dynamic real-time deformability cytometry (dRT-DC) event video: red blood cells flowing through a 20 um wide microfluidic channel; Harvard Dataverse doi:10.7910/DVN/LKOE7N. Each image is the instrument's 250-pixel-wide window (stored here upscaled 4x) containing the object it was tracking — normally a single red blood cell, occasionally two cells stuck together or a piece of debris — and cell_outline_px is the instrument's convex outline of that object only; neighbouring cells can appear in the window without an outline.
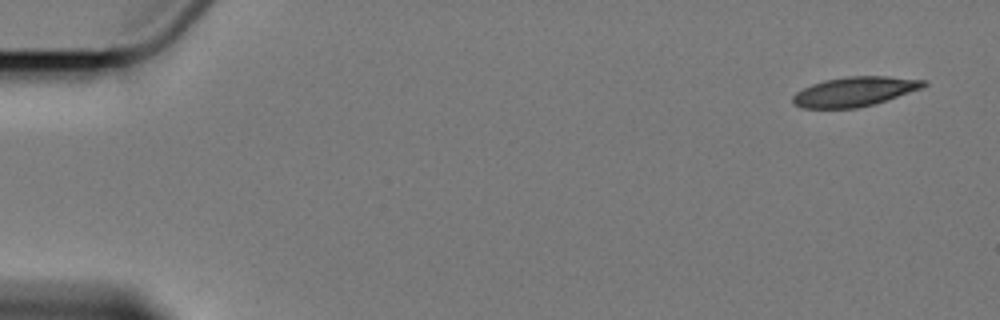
{"species": "Egyptian fruit bat (a non-hibernating species)", "species_latin": "Rousettus aegyptiacus", "temperature_condition": "cold", "stored_images_in_passage": 7, "camera_frame_rate_fps": 3000, "um_per_image_px": 0.085, "animal": {"sex": "female"}, "frame": {"image": 1, "passage_image": 1, "time_ms": 0.0, "image_size_px": [1000, 320], "cell_outline_px": [[928, 84], [924, 88], [876, 104], [856, 108], [800, 108], [792, 104], [792, 96], [796, 92], [812, 84], [824, 80], [848, 76], [888, 76], [928, 80]], "centroid_in_image_um": [72.68, 7.78], "position_along_channel_um": 12.3, "area_um2": 22.89}}
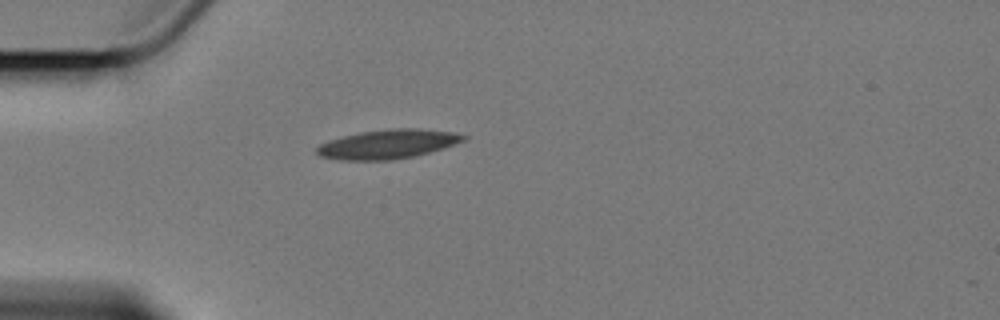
{"frame": {"image": 2, "passage_image": 5, "time_ms": 4.667, "image_size_px": [1000, 320], "cell_outline_px": [[468, 140], [444, 148], [412, 156], [392, 160], [340, 160], [320, 156], [316, 152], [316, 148], [320, 144], [328, 140], [360, 132], [388, 128], [416, 128], [452, 132], [468, 136]], "centroid_in_image_um": [32.98, 12.24], "position_along_channel_um": 52.0, "area_um2": 24.97}}
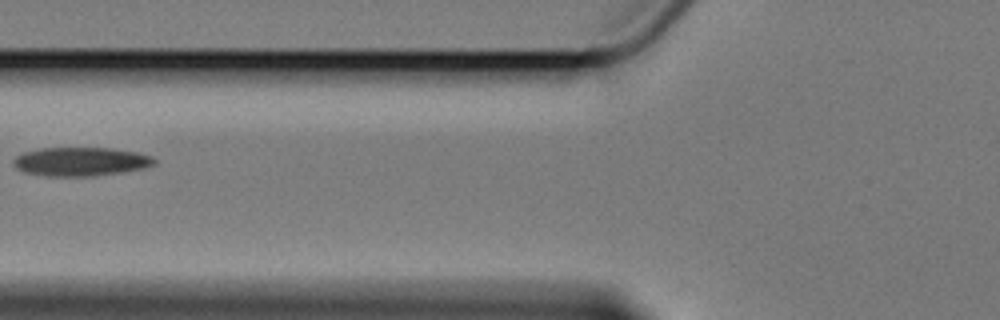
{"frame": {"image": 3, "passage_image": 7, "time_ms": 7.0, "image_size_px": [1000, 320], "cell_outline_px": [[156, 164], [144, 168], [120, 172], [92, 176], [48, 176], [24, 172], [16, 168], [12, 164], [12, 160], [16, 156], [24, 152], [40, 148], [112, 148], [136, 152], [152, 156], [156, 160]], "centroid_in_image_um": [6.85, 13.73], "position_along_channel_um": 119.0, "area_um2": 23.64}}